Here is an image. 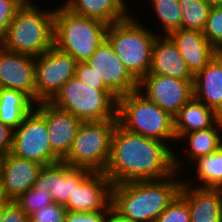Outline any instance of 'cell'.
<instances>
[{
    "instance_id": "cell-17",
    "label": "cell",
    "mask_w": 222,
    "mask_h": 222,
    "mask_svg": "<svg viewBox=\"0 0 222 222\" xmlns=\"http://www.w3.org/2000/svg\"><path fill=\"white\" fill-rule=\"evenodd\" d=\"M0 88L21 91L35 103V57L0 45Z\"/></svg>"
},
{
    "instance_id": "cell-24",
    "label": "cell",
    "mask_w": 222,
    "mask_h": 222,
    "mask_svg": "<svg viewBox=\"0 0 222 222\" xmlns=\"http://www.w3.org/2000/svg\"><path fill=\"white\" fill-rule=\"evenodd\" d=\"M222 117L210 128L184 134L178 143L188 142L189 148L184 151L185 160L193 163L196 159L212 154L222 146ZM190 161V162H189Z\"/></svg>"
},
{
    "instance_id": "cell-19",
    "label": "cell",
    "mask_w": 222,
    "mask_h": 222,
    "mask_svg": "<svg viewBox=\"0 0 222 222\" xmlns=\"http://www.w3.org/2000/svg\"><path fill=\"white\" fill-rule=\"evenodd\" d=\"M176 44L193 75L202 70L215 56L216 49L202 31L180 28L168 35Z\"/></svg>"
},
{
    "instance_id": "cell-14",
    "label": "cell",
    "mask_w": 222,
    "mask_h": 222,
    "mask_svg": "<svg viewBox=\"0 0 222 222\" xmlns=\"http://www.w3.org/2000/svg\"><path fill=\"white\" fill-rule=\"evenodd\" d=\"M34 108L45 118L52 151L63 160L82 121L50 101L37 102Z\"/></svg>"
},
{
    "instance_id": "cell-41",
    "label": "cell",
    "mask_w": 222,
    "mask_h": 222,
    "mask_svg": "<svg viewBox=\"0 0 222 222\" xmlns=\"http://www.w3.org/2000/svg\"><path fill=\"white\" fill-rule=\"evenodd\" d=\"M0 218H1V202H0Z\"/></svg>"
},
{
    "instance_id": "cell-28",
    "label": "cell",
    "mask_w": 222,
    "mask_h": 222,
    "mask_svg": "<svg viewBox=\"0 0 222 222\" xmlns=\"http://www.w3.org/2000/svg\"><path fill=\"white\" fill-rule=\"evenodd\" d=\"M154 16L162 26L160 35H169L181 28V13L178 0H148Z\"/></svg>"
},
{
    "instance_id": "cell-6",
    "label": "cell",
    "mask_w": 222,
    "mask_h": 222,
    "mask_svg": "<svg viewBox=\"0 0 222 222\" xmlns=\"http://www.w3.org/2000/svg\"><path fill=\"white\" fill-rule=\"evenodd\" d=\"M58 6L54 14V46L77 62H86L105 40L108 24Z\"/></svg>"
},
{
    "instance_id": "cell-27",
    "label": "cell",
    "mask_w": 222,
    "mask_h": 222,
    "mask_svg": "<svg viewBox=\"0 0 222 222\" xmlns=\"http://www.w3.org/2000/svg\"><path fill=\"white\" fill-rule=\"evenodd\" d=\"M178 2L181 28L203 32L211 7L205 0H178Z\"/></svg>"
},
{
    "instance_id": "cell-13",
    "label": "cell",
    "mask_w": 222,
    "mask_h": 222,
    "mask_svg": "<svg viewBox=\"0 0 222 222\" xmlns=\"http://www.w3.org/2000/svg\"><path fill=\"white\" fill-rule=\"evenodd\" d=\"M92 171L82 167H72L63 161L45 165L39 172L33 189H44L51 194L55 203L65 205L72 198L74 189Z\"/></svg>"
},
{
    "instance_id": "cell-39",
    "label": "cell",
    "mask_w": 222,
    "mask_h": 222,
    "mask_svg": "<svg viewBox=\"0 0 222 222\" xmlns=\"http://www.w3.org/2000/svg\"><path fill=\"white\" fill-rule=\"evenodd\" d=\"M210 7L222 6V0H205Z\"/></svg>"
},
{
    "instance_id": "cell-9",
    "label": "cell",
    "mask_w": 222,
    "mask_h": 222,
    "mask_svg": "<svg viewBox=\"0 0 222 222\" xmlns=\"http://www.w3.org/2000/svg\"><path fill=\"white\" fill-rule=\"evenodd\" d=\"M43 166L62 161L51 148L45 118L33 108L14 130L11 153Z\"/></svg>"
},
{
    "instance_id": "cell-26",
    "label": "cell",
    "mask_w": 222,
    "mask_h": 222,
    "mask_svg": "<svg viewBox=\"0 0 222 222\" xmlns=\"http://www.w3.org/2000/svg\"><path fill=\"white\" fill-rule=\"evenodd\" d=\"M193 164L195 166L193 171H196V176L193 177V173H190L191 178L183 180L186 184L192 185L195 183L196 185L193 186L222 188V146L212 154L196 159Z\"/></svg>"
},
{
    "instance_id": "cell-1",
    "label": "cell",
    "mask_w": 222,
    "mask_h": 222,
    "mask_svg": "<svg viewBox=\"0 0 222 222\" xmlns=\"http://www.w3.org/2000/svg\"><path fill=\"white\" fill-rule=\"evenodd\" d=\"M175 172L174 150L166 142L129 132L117 124L104 171L112 185L162 180Z\"/></svg>"
},
{
    "instance_id": "cell-34",
    "label": "cell",
    "mask_w": 222,
    "mask_h": 222,
    "mask_svg": "<svg viewBox=\"0 0 222 222\" xmlns=\"http://www.w3.org/2000/svg\"><path fill=\"white\" fill-rule=\"evenodd\" d=\"M0 222H29V215L14 200L1 202Z\"/></svg>"
},
{
    "instance_id": "cell-25",
    "label": "cell",
    "mask_w": 222,
    "mask_h": 222,
    "mask_svg": "<svg viewBox=\"0 0 222 222\" xmlns=\"http://www.w3.org/2000/svg\"><path fill=\"white\" fill-rule=\"evenodd\" d=\"M35 103L23 92L0 88V121L13 128L19 127Z\"/></svg>"
},
{
    "instance_id": "cell-7",
    "label": "cell",
    "mask_w": 222,
    "mask_h": 222,
    "mask_svg": "<svg viewBox=\"0 0 222 222\" xmlns=\"http://www.w3.org/2000/svg\"><path fill=\"white\" fill-rule=\"evenodd\" d=\"M118 97L110 89H93L77 76L69 79L50 101L82 122L117 118Z\"/></svg>"
},
{
    "instance_id": "cell-35",
    "label": "cell",
    "mask_w": 222,
    "mask_h": 222,
    "mask_svg": "<svg viewBox=\"0 0 222 222\" xmlns=\"http://www.w3.org/2000/svg\"><path fill=\"white\" fill-rule=\"evenodd\" d=\"M76 76L93 89H109L102 79H99L93 68L86 62H78L76 66Z\"/></svg>"
},
{
    "instance_id": "cell-30",
    "label": "cell",
    "mask_w": 222,
    "mask_h": 222,
    "mask_svg": "<svg viewBox=\"0 0 222 222\" xmlns=\"http://www.w3.org/2000/svg\"><path fill=\"white\" fill-rule=\"evenodd\" d=\"M203 34L216 50L222 48V6L211 7Z\"/></svg>"
},
{
    "instance_id": "cell-18",
    "label": "cell",
    "mask_w": 222,
    "mask_h": 222,
    "mask_svg": "<svg viewBox=\"0 0 222 222\" xmlns=\"http://www.w3.org/2000/svg\"><path fill=\"white\" fill-rule=\"evenodd\" d=\"M188 204L190 222H222V188H204L186 184L179 194Z\"/></svg>"
},
{
    "instance_id": "cell-15",
    "label": "cell",
    "mask_w": 222,
    "mask_h": 222,
    "mask_svg": "<svg viewBox=\"0 0 222 222\" xmlns=\"http://www.w3.org/2000/svg\"><path fill=\"white\" fill-rule=\"evenodd\" d=\"M112 183L104 172H91L77 188L72 198L64 205L67 211L75 213H92L112 210Z\"/></svg>"
},
{
    "instance_id": "cell-10",
    "label": "cell",
    "mask_w": 222,
    "mask_h": 222,
    "mask_svg": "<svg viewBox=\"0 0 222 222\" xmlns=\"http://www.w3.org/2000/svg\"><path fill=\"white\" fill-rule=\"evenodd\" d=\"M77 63L55 46L35 57V104L51 101L62 86L76 76Z\"/></svg>"
},
{
    "instance_id": "cell-38",
    "label": "cell",
    "mask_w": 222,
    "mask_h": 222,
    "mask_svg": "<svg viewBox=\"0 0 222 222\" xmlns=\"http://www.w3.org/2000/svg\"><path fill=\"white\" fill-rule=\"evenodd\" d=\"M106 222H132L125 219H122L118 215H116L113 211H111L109 218L106 220Z\"/></svg>"
},
{
    "instance_id": "cell-36",
    "label": "cell",
    "mask_w": 222,
    "mask_h": 222,
    "mask_svg": "<svg viewBox=\"0 0 222 222\" xmlns=\"http://www.w3.org/2000/svg\"><path fill=\"white\" fill-rule=\"evenodd\" d=\"M112 210H101L92 213H75L67 211L65 222H106Z\"/></svg>"
},
{
    "instance_id": "cell-12",
    "label": "cell",
    "mask_w": 222,
    "mask_h": 222,
    "mask_svg": "<svg viewBox=\"0 0 222 222\" xmlns=\"http://www.w3.org/2000/svg\"><path fill=\"white\" fill-rule=\"evenodd\" d=\"M86 63L118 98L138 90V81L126 69L106 38Z\"/></svg>"
},
{
    "instance_id": "cell-11",
    "label": "cell",
    "mask_w": 222,
    "mask_h": 222,
    "mask_svg": "<svg viewBox=\"0 0 222 222\" xmlns=\"http://www.w3.org/2000/svg\"><path fill=\"white\" fill-rule=\"evenodd\" d=\"M138 91L173 117L194 97L193 80L158 74L144 76L138 82Z\"/></svg>"
},
{
    "instance_id": "cell-2",
    "label": "cell",
    "mask_w": 222,
    "mask_h": 222,
    "mask_svg": "<svg viewBox=\"0 0 222 222\" xmlns=\"http://www.w3.org/2000/svg\"><path fill=\"white\" fill-rule=\"evenodd\" d=\"M180 172L157 181H136L112 185V211L132 222H155L158 216L180 194L183 183Z\"/></svg>"
},
{
    "instance_id": "cell-40",
    "label": "cell",
    "mask_w": 222,
    "mask_h": 222,
    "mask_svg": "<svg viewBox=\"0 0 222 222\" xmlns=\"http://www.w3.org/2000/svg\"><path fill=\"white\" fill-rule=\"evenodd\" d=\"M215 56L222 62V48L215 51Z\"/></svg>"
},
{
    "instance_id": "cell-29",
    "label": "cell",
    "mask_w": 222,
    "mask_h": 222,
    "mask_svg": "<svg viewBox=\"0 0 222 222\" xmlns=\"http://www.w3.org/2000/svg\"><path fill=\"white\" fill-rule=\"evenodd\" d=\"M15 201L28 215L54 203L49 192L44 191V189L33 188L22 192Z\"/></svg>"
},
{
    "instance_id": "cell-32",
    "label": "cell",
    "mask_w": 222,
    "mask_h": 222,
    "mask_svg": "<svg viewBox=\"0 0 222 222\" xmlns=\"http://www.w3.org/2000/svg\"><path fill=\"white\" fill-rule=\"evenodd\" d=\"M67 210L64 205L52 203L29 215V222H65Z\"/></svg>"
},
{
    "instance_id": "cell-21",
    "label": "cell",
    "mask_w": 222,
    "mask_h": 222,
    "mask_svg": "<svg viewBox=\"0 0 222 222\" xmlns=\"http://www.w3.org/2000/svg\"><path fill=\"white\" fill-rule=\"evenodd\" d=\"M194 98L222 117V62L214 56L194 75Z\"/></svg>"
},
{
    "instance_id": "cell-31",
    "label": "cell",
    "mask_w": 222,
    "mask_h": 222,
    "mask_svg": "<svg viewBox=\"0 0 222 222\" xmlns=\"http://www.w3.org/2000/svg\"><path fill=\"white\" fill-rule=\"evenodd\" d=\"M155 222H190V211L187 202L178 195Z\"/></svg>"
},
{
    "instance_id": "cell-33",
    "label": "cell",
    "mask_w": 222,
    "mask_h": 222,
    "mask_svg": "<svg viewBox=\"0 0 222 222\" xmlns=\"http://www.w3.org/2000/svg\"><path fill=\"white\" fill-rule=\"evenodd\" d=\"M26 1L27 0H0V40L5 35L17 11Z\"/></svg>"
},
{
    "instance_id": "cell-4",
    "label": "cell",
    "mask_w": 222,
    "mask_h": 222,
    "mask_svg": "<svg viewBox=\"0 0 222 222\" xmlns=\"http://www.w3.org/2000/svg\"><path fill=\"white\" fill-rule=\"evenodd\" d=\"M44 10L27 0L9 24L0 45L11 52L38 57L54 47L55 7Z\"/></svg>"
},
{
    "instance_id": "cell-16",
    "label": "cell",
    "mask_w": 222,
    "mask_h": 222,
    "mask_svg": "<svg viewBox=\"0 0 222 222\" xmlns=\"http://www.w3.org/2000/svg\"><path fill=\"white\" fill-rule=\"evenodd\" d=\"M43 165L12 154L0 160V195L2 200H16L33 187Z\"/></svg>"
},
{
    "instance_id": "cell-3",
    "label": "cell",
    "mask_w": 222,
    "mask_h": 222,
    "mask_svg": "<svg viewBox=\"0 0 222 222\" xmlns=\"http://www.w3.org/2000/svg\"><path fill=\"white\" fill-rule=\"evenodd\" d=\"M117 119L118 124L129 132L166 142L174 150L175 171L183 173L182 169L188 163L180 160L177 156L180 154H177V150L175 152V148L172 146V143L176 144V136L174 117L170 113L149 101L137 90L118 98Z\"/></svg>"
},
{
    "instance_id": "cell-5",
    "label": "cell",
    "mask_w": 222,
    "mask_h": 222,
    "mask_svg": "<svg viewBox=\"0 0 222 222\" xmlns=\"http://www.w3.org/2000/svg\"><path fill=\"white\" fill-rule=\"evenodd\" d=\"M137 19L141 18L130 14L126 19L108 25L106 39L126 69L139 82L149 73L152 47L158 33Z\"/></svg>"
},
{
    "instance_id": "cell-23",
    "label": "cell",
    "mask_w": 222,
    "mask_h": 222,
    "mask_svg": "<svg viewBox=\"0 0 222 222\" xmlns=\"http://www.w3.org/2000/svg\"><path fill=\"white\" fill-rule=\"evenodd\" d=\"M221 116L194 97L174 116L176 144L187 133L212 127Z\"/></svg>"
},
{
    "instance_id": "cell-20",
    "label": "cell",
    "mask_w": 222,
    "mask_h": 222,
    "mask_svg": "<svg viewBox=\"0 0 222 222\" xmlns=\"http://www.w3.org/2000/svg\"><path fill=\"white\" fill-rule=\"evenodd\" d=\"M148 74L194 80V75L168 35H157L152 47L151 67Z\"/></svg>"
},
{
    "instance_id": "cell-22",
    "label": "cell",
    "mask_w": 222,
    "mask_h": 222,
    "mask_svg": "<svg viewBox=\"0 0 222 222\" xmlns=\"http://www.w3.org/2000/svg\"><path fill=\"white\" fill-rule=\"evenodd\" d=\"M128 0H66L62 6L70 12L95 18L111 25L126 19L130 14Z\"/></svg>"
},
{
    "instance_id": "cell-37",
    "label": "cell",
    "mask_w": 222,
    "mask_h": 222,
    "mask_svg": "<svg viewBox=\"0 0 222 222\" xmlns=\"http://www.w3.org/2000/svg\"><path fill=\"white\" fill-rule=\"evenodd\" d=\"M14 129L0 121V157L11 153Z\"/></svg>"
},
{
    "instance_id": "cell-8",
    "label": "cell",
    "mask_w": 222,
    "mask_h": 222,
    "mask_svg": "<svg viewBox=\"0 0 222 222\" xmlns=\"http://www.w3.org/2000/svg\"><path fill=\"white\" fill-rule=\"evenodd\" d=\"M118 119L82 122L68 155L62 160L72 167L104 172Z\"/></svg>"
}]
</instances>
